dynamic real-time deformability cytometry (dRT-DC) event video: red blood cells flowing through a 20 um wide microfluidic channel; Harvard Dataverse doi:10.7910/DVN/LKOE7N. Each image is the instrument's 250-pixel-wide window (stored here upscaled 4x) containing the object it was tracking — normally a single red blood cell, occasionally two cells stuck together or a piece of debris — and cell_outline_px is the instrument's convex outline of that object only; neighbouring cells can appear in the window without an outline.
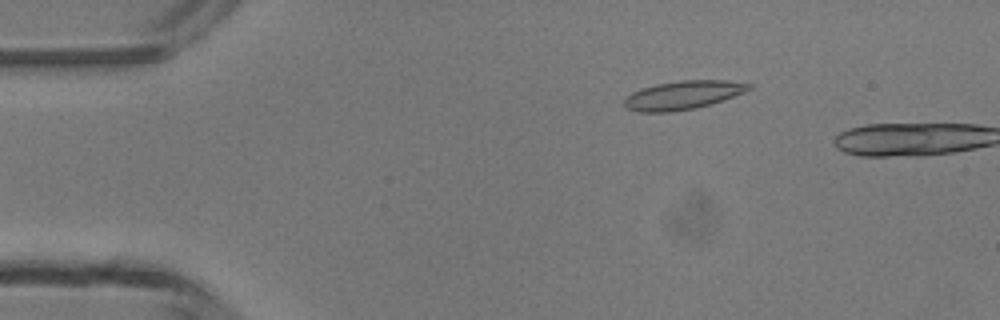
{"species": "common noctule bat (a hibernating species)", "species_latin": "Nyctalus noctula", "temperature_condition": "room temperature", "stored_images_in_passage": 4, "camera_frame_rate_fps": 3000, "um_per_image_px": 0.085, "animal": {"sex": "male", "body_mass_g": 13.3}, "frame": {"image": 1, "passage_image": 3, "time_ms": 2.0, "image_size_px": [1000, 320], "cell_outline_px": [[752, 88], [744, 92], [696, 108], [672, 112], [636, 112], [628, 108], [624, 104], [624, 100], [632, 92], [640, 88], [656, 84], [680, 80], [728, 80], [752, 84]], "centroid_in_image_um": [58.02, 8.08], "position_along_channel_um": 27.0, "area_um2": 20.63}}